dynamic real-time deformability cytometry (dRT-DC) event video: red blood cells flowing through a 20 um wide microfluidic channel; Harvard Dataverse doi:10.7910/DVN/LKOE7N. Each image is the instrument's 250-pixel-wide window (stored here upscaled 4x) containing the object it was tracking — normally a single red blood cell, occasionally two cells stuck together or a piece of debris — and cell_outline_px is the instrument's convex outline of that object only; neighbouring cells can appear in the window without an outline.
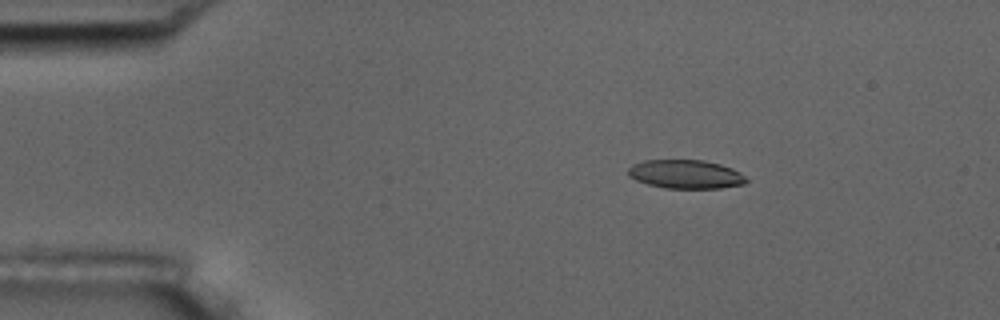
{"species": "common noctule bat (a hibernating species)", "species_latin": "Nyctalus noctula", "temperature_condition": "room temperature", "stored_images_in_passage": 4, "camera_frame_rate_fps": 3000, "um_per_image_px": 0.085, "animal": {"sex": "male", "body_mass_g": 17.5, "forearm_length_mm": 52.3}, "frame": {"image": 1, "passage_image": 2, "time_ms": 2.0, "image_size_px": [1000, 320], "cell_outline_px": [[748, 180], [744, 184], [720, 188], [664, 188], [648, 184], [636, 180], [628, 176], [628, 168], [632, 164], [644, 160], [704, 160], [720, 164], [732, 168], [740, 172]], "centroid_in_image_um": [58.27, 14.8], "position_along_channel_um": 26.7, "area_um2": 19.83}}